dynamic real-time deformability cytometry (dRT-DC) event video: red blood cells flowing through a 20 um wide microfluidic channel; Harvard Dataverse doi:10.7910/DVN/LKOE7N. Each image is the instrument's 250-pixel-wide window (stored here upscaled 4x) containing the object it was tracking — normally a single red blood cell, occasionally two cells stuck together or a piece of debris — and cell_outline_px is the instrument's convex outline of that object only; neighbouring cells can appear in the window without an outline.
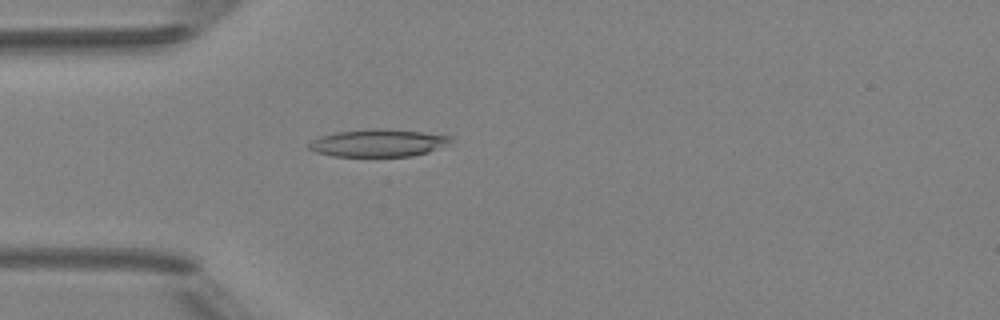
{"species": "Egyptian fruit bat (a non-hibernating species)", "species_latin": "Rousettus aegyptiacus", "temperature_condition": "room temperature", "stored_images_in_passage": 36, "camera_frame_rate_fps": 3000, "um_per_image_px": 0.085, "animal": {"sex": "female"}, "frame": {"image": 1, "passage_image": 1, "time_ms": 0.0, "image_size_px": [1000, 320], "cell_outline_px": [[452, 140], [448, 144], [428, 152], [412, 156], [332, 156], [316, 152], [308, 148], [308, 144], [312, 140], [320, 136], [336, 132], [372, 128], [384, 128], [420, 132], [452, 136]], "centroid_in_image_um": [32.13, 12.15], "position_along_channel_um": 52.9, "area_um2": 22.66}}
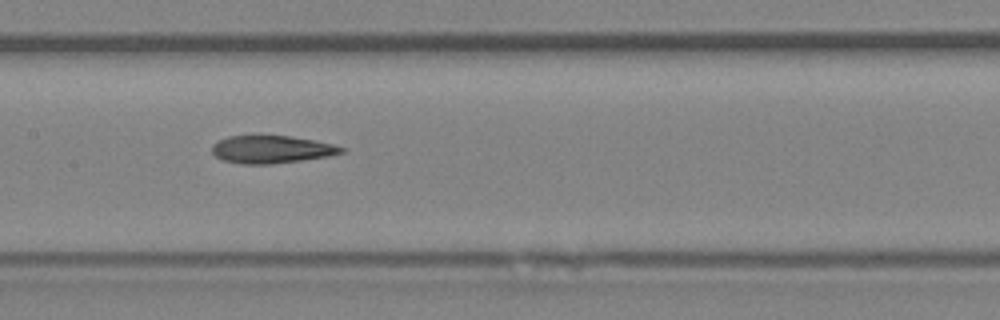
{"frame": {"image": 2, "passage_image": 11, "time_ms": 3.333, "image_size_px": [1000, 320], "cell_outline_px": [[344, 152], [328, 156], [300, 160], [268, 164], [244, 164], [224, 160], [216, 156], [212, 152], [212, 144], [228, 136], [292, 136], [332, 144], [344, 148]], "centroid_in_image_um": [23.06, 12.69], "position_along_channel_um": 184.3, "area_um2": 20.46}}
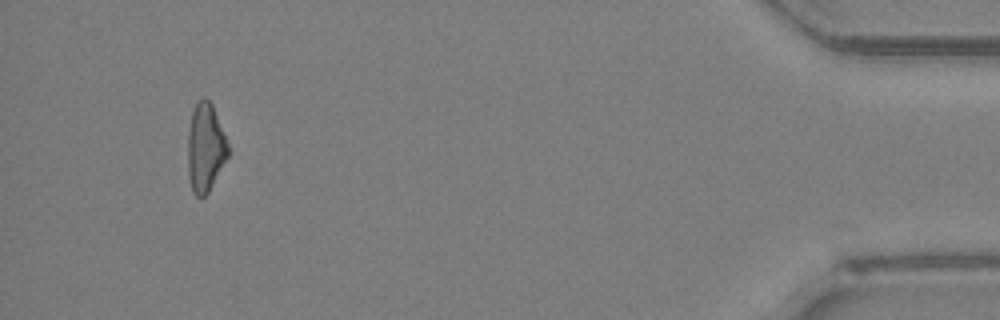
{"frame": {"image": 3, "passage_image": 33, "time_ms": 10.667, "image_size_px": [1000, 320], "cell_outline_px": [[228, 156], [208, 192], [204, 196], [196, 196], [192, 192], [188, 176], [188, 132], [192, 112], [196, 104], [204, 96], [212, 104], [228, 144]], "centroid_in_image_um": [17.44, 12.56], "position_along_channel_um": 417.8, "area_um2": 20.46}, "authors_computed_cell_mechanics": {"area_um2": 20.8658, "velocity_mm_per_s": 4.1861, "shape_relaxation_time_tau1_ms": null, "shape_relaxation_time_tau2_ms": 8.3208, "deformation_change_tau1": null, "deformation_change_tau2": 0.2465}}